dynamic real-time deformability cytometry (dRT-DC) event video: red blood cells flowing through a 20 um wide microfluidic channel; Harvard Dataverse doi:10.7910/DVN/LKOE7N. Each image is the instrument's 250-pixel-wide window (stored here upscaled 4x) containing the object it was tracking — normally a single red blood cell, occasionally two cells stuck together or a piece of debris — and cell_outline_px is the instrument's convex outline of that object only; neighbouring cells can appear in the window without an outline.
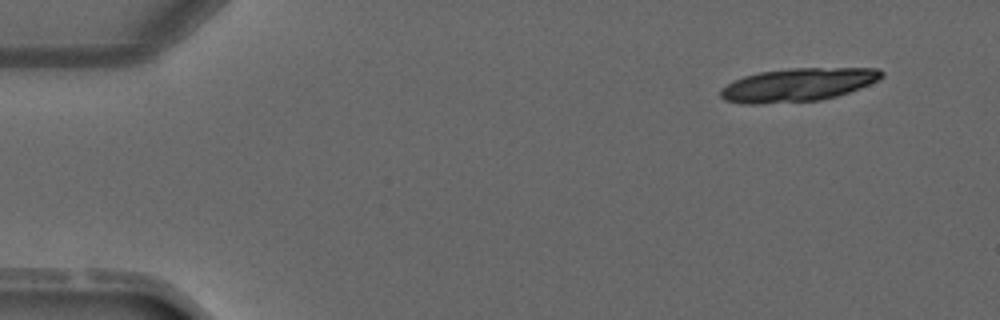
{"species": "common noctule bat (a hibernating species)", "species_latin": "Nyctalus noctula", "temperature_condition": "warm", "stored_images_in_passage": 4, "camera_frame_rate_fps": 3000, "um_per_image_px": 0.085, "animal": {"sex": "male", "forearm_length_mm": 52.5}, "frame": {"image": 1, "passage_image": 1, "time_ms": 0.0, "image_size_px": [1000, 320], "cell_outline_px": [[884, 76], [880, 80], [860, 88], [836, 96], [820, 100], [764, 104], [740, 104], [724, 100], [720, 96], [720, 88], [744, 76], [760, 72], [792, 68], [876, 68], [884, 72]], "centroid_in_image_um": [67.82, 7.21], "position_along_channel_um": 17.2, "area_um2": 31.33}}
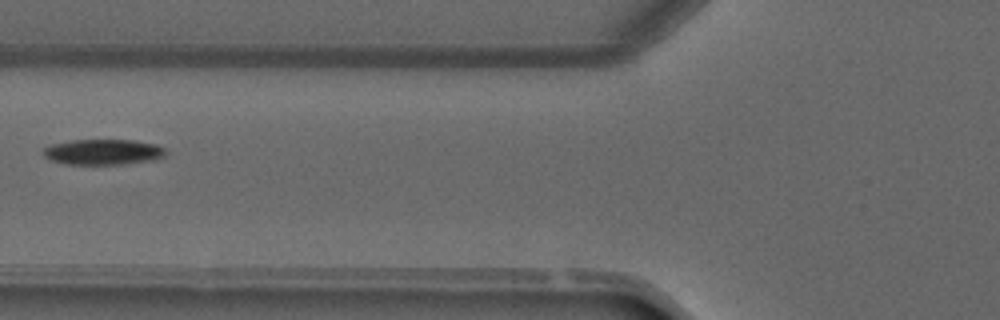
{"frame": {"image": 2, "passage_image": 4, "time_ms": 4.667, "image_size_px": [1000, 320], "cell_outline_px": [[168, 152], [164, 156], [156, 160], [124, 164], [64, 164], [52, 160], [44, 156], [44, 148], [52, 144], [72, 140], [132, 140], [156, 144], [164, 148]], "centroid_in_image_um": [8.81, 12.92], "position_along_channel_um": 117.0, "area_um2": 18.26}}